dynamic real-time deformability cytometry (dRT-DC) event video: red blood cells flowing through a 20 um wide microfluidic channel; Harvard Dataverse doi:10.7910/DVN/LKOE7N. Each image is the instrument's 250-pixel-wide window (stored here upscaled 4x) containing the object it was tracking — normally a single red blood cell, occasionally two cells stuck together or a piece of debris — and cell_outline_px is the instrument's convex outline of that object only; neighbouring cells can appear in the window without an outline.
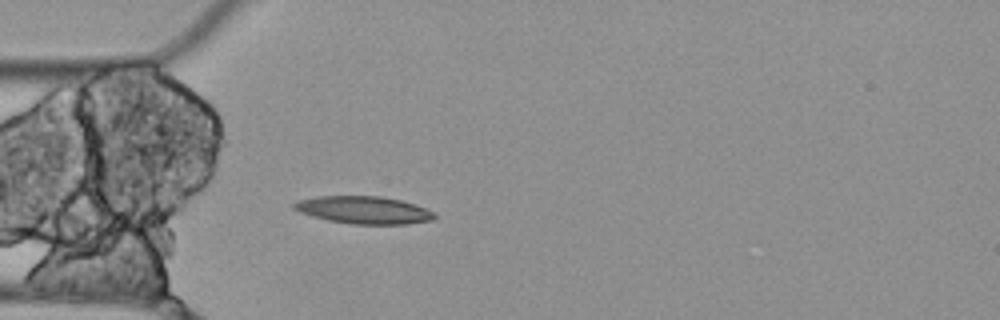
{"species": "Egyptian fruit bat (a non-hibernating species)", "species_latin": "Rousettus aegyptiacus", "temperature_condition": "cold", "stored_images_in_passage": 5, "camera_frame_rate_fps": 3000, "um_per_image_px": 0.085, "animal": {"sex": "female"}, "frame": {"image": 1, "passage_image": 5, "time_ms": 1.333, "image_size_px": [1000, 320], "cell_outline_px": [[436, 216], [432, 220], [408, 224], [352, 224], [328, 220], [312, 216], [300, 212], [292, 208], [292, 204], [296, 200], [316, 196], [380, 196], [400, 200], [424, 208], [432, 212]], "centroid_in_image_um": [30.85, 17.85], "position_along_channel_um": 54.1, "area_um2": 22.43}}